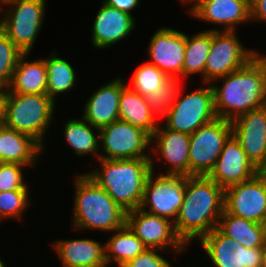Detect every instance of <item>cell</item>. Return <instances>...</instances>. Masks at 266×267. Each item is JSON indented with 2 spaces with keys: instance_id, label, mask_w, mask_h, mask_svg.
I'll return each mask as SVG.
<instances>
[{
  "instance_id": "6da1fadb",
  "label": "cell",
  "mask_w": 266,
  "mask_h": 267,
  "mask_svg": "<svg viewBox=\"0 0 266 267\" xmlns=\"http://www.w3.org/2000/svg\"><path fill=\"white\" fill-rule=\"evenodd\" d=\"M225 189L207 176H186L183 203L174 228L185 244L199 240L218 226L224 211Z\"/></svg>"
},
{
  "instance_id": "7a4b0ae2",
  "label": "cell",
  "mask_w": 266,
  "mask_h": 267,
  "mask_svg": "<svg viewBox=\"0 0 266 267\" xmlns=\"http://www.w3.org/2000/svg\"><path fill=\"white\" fill-rule=\"evenodd\" d=\"M219 79L223 80L221 87L212 85L218 118L233 121L248 111L266 106V66L258 56Z\"/></svg>"
},
{
  "instance_id": "3957f363",
  "label": "cell",
  "mask_w": 266,
  "mask_h": 267,
  "mask_svg": "<svg viewBox=\"0 0 266 267\" xmlns=\"http://www.w3.org/2000/svg\"><path fill=\"white\" fill-rule=\"evenodd\" d=\"M101 170L87 173L98 186L125 211L140 208L147 177L152 172L151 159H98Z\"/></svg>"
},
{
  "instance_id": "277c9868",
  "label": "cell",
  "mask_w": 266,
  "mask_h": 267,
  "mask_svg": "<svg viewBox=\"0 0 266 267\" xmlns=\"http://www.w3.org/2000/svg\"><path fill=\"white\" fill-rule=\"evenodd\" d=\"M73 226L113 232L126 223V212L87 174L76 176Z\"/></svg>"
},
{
  "instance_id": "5b68a950",
  "label": "cell",
  "mask_w": 266,
  "mask_h": 267,
  "mask_svg": "<svg viewBox=\"0 0 266 267\" xmlns=\"http://www.w3.org/2000/svg\"><path fill=\"white\" fill-rule=\"evenodd\" d=\"M6 126L32 137L44 148L45 131L52 123L55 102L48 94L6 91Z\"/></svg>"
},
{
  "instance_id": "8992f818",
  "label": "cell",
  "mask_w": 266,
  "mask_h": 267,
  "mask_svg": "<svg viewBox=\"0 0 266 267\" xmlns=\"http://www.w3.org/2000/svg\"><path fill=\"white\" fill-rule=\"evenodd\" d=\"M46 0H2L9 6L0 19V29L23 52L30 53L45 15Z\"/></svg>"
},
{
  "instance_id": "52a82bcc",
  "label": "cell",
  "mask_w": 266,
  "mask_h": 267,
  "mask_svg": "<svg viewBox=\"0 0 266 267\" xmlns=\"http://www.w3.org/2000/svg\"><path fill=\"white\" fill-rule=\"evenodd\" d=\"M178 93L165 118V126L171 130L191 135L199 127L217 119L212 84L185 95Z\"/></svg>"
},
{
  "instance_id": "ba28073f",
  "label": "cell",
  "mask_w": 266,
  "mask_h": 267,
  "mask_svg": "<svg viewBox=\"0 0 266 267\" xmlns=\"http://www.w3.org/2000/svg\"><path fill=\"white\" fill-rule=\"evenodd\" d=\"M100 159H151L146 153L151 145V136L143 129L116 120L99 129ZM104 153V154H103Z\"/></svg>"
},
{
  "instance_id": "9c48e42d",
  "label": "cell",
  "mask_w": 266,
  "mask_h": 267,
  "mask_svg": "<svg viewBox=\"0 0 266 267\" xmlns=\"http://www.w3.org/2000/svg\"><path fill=\"white\" fill-rule=\"evenodd\" d=\"M257 51L241 44L236 31L212 30L211 47L204 68V82L209 85L221 77L247 65Z\"/></svg>"
},
{
  "instance_id": "30bf717a",
  "label": "cell",
  "mask_w": 266,
  "mask_h": 267,
  "mask_svg": "<svg viewBox=\"0 0 266 267\" xmlns=\"http://www.w3.org/2000/svg\"><path fill=\"white\" fill-rule=\"evenodd\" d=\"M232 134V123L217 118L190 135L189 176H207L216 164L225 141Z\"/></svg>"
},
{
  "instance_id": "8fae6325",
  "label": "cell",
  "mask_w": 266,
  "mask_h": 267,
  "mask_svg": "<svg viewBox=\"0 0 266 267\" xmlns=\"http://www.w3.org/2000/svg\"><path fill=\"white\" fill-rule=\"evenodd\" d=\"M150 161L152 172L145 183L140 209L175 221L184 199L186 176L162 173L154 177V161L152 157ZM146 208L149 210L147 211Z\"/></svg>"
},
{
  "instance_id": "7c38bea8",
  "label": "cell",
  "mask_w": 266,
  "mask_h": 267,
  "mask_svg": "<svg viewBox=\"0 0 266 267\" xmlns=\"http://www.w3.org/2000/svg\"><path fill=\"white\" fill-rule=\"evenodd\" d=\"M130 230L148 249L182 253L186 244L177 235L174 221L169 218L148 213L140 208L126 212V223Z\"/></svg>"
},
{
  "instance_id": "4fadbf2b",
  "label": "cell",
  "mask_w": 266,
  "mask_h": 267,
  "mask_svg": "<svg viewBox=\"0 0 266 267\" xmlns=\"http://www.w3.org/2000/svg\"><path fill=\"white\" fill-rule=\"evenodd\" d=\"M200 242L215 267H262L265 248H245L217 227Z\"/></svg>"
},
{
  "instance_id": "5bb4252c",
  "label": "cell",
  "mask_w": 266,
  "mask_h": 267,
  "mask_svg": "<svg viewBox=\"0 0 266 267\" xmlns=\"http://www.w3.org/2000/svg\"><path fill=\"white\" fill-rule=\"evenodd\" d=\"M224 209L260 224L266 218V177L258 173L247 181L225 188Z\"/></svg>"
},
{
  "instance_id": "9a60e30c",
  "label": "cell",
  "mask_w": 266,
  "mask_h": 267,
  "mask_svg": "<svg viewBox=\"0 0 266 267\" xmlns=\"http://www.w3.org/2000/svg\"><path fill=\"white\" fill-rule=\"evenodd\" d=\"M258 173L259 169L247 157L236 137L231 134L207 177L225 189L247 181Z\"/></svg>"
},
{
  "instance_id": "2e32d148",
  "label": "cell",
  "mask_w": 266,
  "mask_h": 267,
  "mask_svg": "<svg viewBox=\"0 0 266 267\" xmlns=\"http://www.w3.org/2000/svg\"><path fill=\"white\" fill-rule=\"evenodd\" d=\"M148 55L149 63L163 71L170 78L183 76L185 55V33L163 27L151 37Z\"/></svg>"
},
{
  "instance_id": "e0dca14e",
  "label": "cell",
  "mask_w": 266,
  "mask_h": 267,
  "mask_svg": "<svg viewBox=\"0 0 266 267\" xmlns=\"http://www.w3.org/2000/svg\"><path fill=\"white\" fill-rule=\"evenodd\" d=\"M232 123V134L251 162L260 169L266 162V106L248 111Z\"/></svg>"
},
{
  "instance_id": "ac0fdd59",
  "label": "cell",
  "mask_w": 266,
  "mask_h": 267,
  "mask_svg": "<svg viewBox=\"0 0 266 267\" xmlns=\"http://www.w3.org/2000/svg\"><path fill=\"white\" fill-rule=\"evenodd\" d=\"M191 0H180L190 2ZM195 1V2H194ZM190 14L208 23L224 25V31H236V25L250 22V0H193Z\"/></svg>"
},
{
  "instance_id": "d6986e66",
  "label": "cell",
  "mask_w": 266,
  "mask_h": 267,
  "mask_svg": "<svg viewBox=\"0 0 266 267\" xmlns=\"http://www.w3.org/2000/svg\"><path fill=\"white\" fill-rule=\"evenodd\" d=\"M97 15L94 18L91 41L93 47L108 48L127 37L135 28V19L132 14L113 8L101 2Z\"/></svg>"
},
{
  "instance_id": "ffe728a7",
  "label": "cell",
  "mask_w": 266,
  "mask_h": 267,
  "mask_svg": "<svg viewBox=\"0 0 266 267\" xmlns=\"http://www.w3.org/2000/svg\"><path fill=\"white\" fill-rule=\"evenodd\" d=\"M126 85L119 77L102 85L87 100L82 118L98 129L118 120L120 93Z\"/></svg>"
},
{
  "instance_id": "44dd1931",
  "label": "cell",
  "mask_w": 266,
  "mask_h": 267,
  "mask_svg": "<svg viewBox=\"0 0 266 267\" xmlns=\"http://www.w3.org/2000/svg\"><path fill=\"white\" fill-rule=\"evenodd\" d=\"M163 127H157L151 143L157 139L155 151L170 166L166 175L189 176L190 135Z\"/></svg>"
},
{
  "instance_id": "7402d4cb",
  "label": "cell",
  "mask_w": 266,
  "mask_h": 267,
  "mask_svg": "<svg viewBox=\"0 0 266 267\" xmlns=\"http://www.w3.org/2000/svg\"><path fill=\"white\" fill-rule=\"evenodd\" d=\"M63 267H106L105 246L92 239H68L55 242Z\"/></svg>"
},
{
  "instance_id": "603a6c76",
  "label": "cell",
  "mask_w": 266,
  "mask_h": 267,
  "mask_svg": "<svg viewBox=\"0 0 266 267\" xmlns=\"http://www.w3.org/2000/svg\"><path fill=\"white\" fill-rule=\"evenodd\" d=\"M24 53L16 64L6 91L20 94H47V68L45 59L26 61Z\"/></svg>"
},
{
  "instance_id": "cb8c5ba5",
  "label": "cell",
  "mask_w": 266,
  "mask_h": 267,
  "mask_svg": "<svg viewBox=\"0 0 266 267\" xmlns=\"http://www.w3.org/2000/svg\"><path fill=\"white\" fill-rule=\"evenodd\" d=\"M43 147L29 135L7 126L2 128V163L35 165Z\"/></svg>"
},
{
  "instance_id": "d4e9b609",
  "label": "cell",
  "mask_w": 266,
  "mask_h": 267,
  "mask_svg": "<svg viewBox=\"0 0 266 267\" xmlns=\"http://www.w3.org/2000/svg\"><path fill=\"white\" fill-rule=\"evenodd\" d=\"M155 117L145 97L132 90L128 85L121 90L119 99L120 120L139 127L152 136L158 127Z\"/></svg>"
},
{
  "instance_id": "484cf974",
  "label": "cell",
  "mask_w": 266,
  "mask_h": 267,
  "mask_svg": "<svg viewBox=\"0 0 266 267\" xmlns=\"http://www.w3.org/2000/svg\"><path fill=\"white\" fill-rule=\"evenodd\" d=\"M217 228L245 248H265L259 223L234 216L224 209Z\"/></svg>"
},
{
  "instance_id": "4316f807",
  "label": "cell",
  "mask_w": 266,
  "mask_h": 267,
  "mask_svg": "<svg viewBox=\"0 0 266 267\" xmlns=\"http://www.w3.org/2000/svg\"><path fill=\"white\" fill-rule=\"evenodd\" d=\"M113 233L115 234H112L107 243H104L107 265L112 260L118 267H122L129 260L148 249L126 224Z\"/></svg>"
},
{
  "instance_id": "83f0119b",
  "label": "cell",
  "mask_w": 266,
  "mask_h": 267,
  "mask_svg": "<svg viewBox=\"0 0 266 267\" xmlns=\"http://www.w3.org/2000/svg\"><path fill=\"white\" fill-rule=\"evenodd\" d=\"M212 30L208 29L188 37L185 34V55L183 63V77H190L192 74L199 73L204 81V68L212 41Z\"/></svg>"
},
{
  "instance_id": "f1b7e54d",
  "label": "cell",
  "mask_w": 266,
  "mask_h": 267,
  "mask_svg": "<svg viewBox=\"0 0 266 267\" xmlns=\"http://www.w3.org/2000/svg\"><path fill=\"white\" fill-rule=\"evenodd\" d=\"M94 130H97L98 137L94 134ZM64 137L76 155L83 156L95 153L98 154L97 158H100V154L97 153L100 150L99 129L93 127L83 118L67 120L64 125Z\"/></svg>"
},
{
  "instance_id": "f546056e",
  "label": "cell",
  "mask_w": 266,
  "mask_h": 267,
  "mask_svg": "<svg viewBox=\"0 0 266 267\" xmlns=\"http://www.w3.org/2000/svg\"><path fill=\"white\" fill-rule=\"evenodd\" d=\"M48 59H45L47 68V94L56 101L59 93L67 92L73 89L77 82L75 70L69 61L59 58L58 55L51 53Z\"/></svg>"
},
{
  "instance_id": "4dcf8cb0",
  "label": "cell",
  "mask_w": 266,
  "mask_h": 267,
  "mask_svg": "<svg viewBox=\"0 0 266 267\" xmlns=\"http://www.w3.org/2000/svg\"><path fill=\"white\" fill-rule=\"evenodd\" d=\"M170 79L163 71L153 64L146 62L139 66L132 77V90L136 91L143 97L153 92L156 88H160Z\"/></svg>"
},
{
  "instance_id": "1f68e13d",
  "label": "cell",
  "mask_w": 266,
  "mask_h": 267,
  "mask_svg": "<svg viewBox=\"0 0 266 267\" xmlns=\"http://www.w3.org/2000/svg\"><path fill=\"white\" fill-rule=\"evenodd\" d=\"M177 78H170L160 88L146 95L152 113L156 116L165 117L172 104L176 101L181 85Z\"/></svg>"
},
{
  "instance_id": "d6a6232c",
  "label": "cell",
  "mask_w": 266,
  "mask_h": 267,
  "mask_svg": "<svg viewBox=\"0 0 266 267\" xmlns=\"http://www.w3.org/2000/svg\"><path fill=\"white\" fill-rule=\"evenodd\" d=\"M24 53L0 29V89L11 82L13 72Z\"/></svg>"
},
{
  "instance_id": "836d02e7",
  "label": "cell",
  "mask_w": 266,
  "mask_h": 267,
  "mask_svg": "<svg viewBox=\"0 0 266 267\" xmlns=\"http://www.w3.org/2000/svg\"><path fill=\"white\" fill-rule=\"evenodd\" d=\"M29 189L0 192V220L21 218L29 204Z\"/></svg>"
},
{
  "instance_id": "e575fe53",
  "label": "cell",
  "mask_w": 266,
  "mask_h": 267,
  "mask_svg": "<svg viewBox=\"0 0 266 267\" xmlns=\"http://www.w3.org/2000/svg\"><path fill=\"white\" fill-rule=\"evenodd\" d=\"M24 167L18 163H0V192L29 189L23 180Z\"/></svg>"
},
{
  "instance_id": "d590c367",
  "label": "cell",
  "mask_w": 266,
  "mask_h": 267,
  "mask_svg": "<svg viewBox=\"0 0 266 267\" xmlns=\"http://www.w3.org/2000/svg\"><path fill=\"white\" fill-rule=\"evenodd\" d=\"M158 251L162 250L146 249L122 267H172L168 260L159 255Z\"/></svg>"
},
{
  "instance_id": "8d00e7d4",
  "label": "cell",
  "mask_w": 266,
  "mask_h": 267,
  "mask_svg": "<svg viewBox=\"0 0 266 267\" xmlns=\"http://www.w3.org/2000/svg\"><path fill=\"white\" fill-rule=\"evenodd\" d=\"M250 19L266 22V0H250Z\"/></svg>"
},
{
  "instance_id": "74e56055",
  "label": "cell",
  "mask_w": 266,
  "mask_h": 267,
  "mask_svg": "<svg viewBox=\"0 0 266 267\" xmlns=\"http://www.w3.org/2000/svg\"><path fill=\"white\" fill-rule=\"evenodd\" d=\"M140 0H104L103 2L113 8H116L120 11L132 14L135 8H137Z\"/></svg>"
},
{
  "instance_id": "f35d334b",
  "label": "cell",
  "mask_w": 266,
  "mask_h": 267,
  "mask_svg": "<svg viewBox=\"0 0 266 267\" xmlns=\"http://www.w3.org/2000/svg\"><path fill=\"white\" fill-rule=\"evenodd\" d=\"M7 94L5 89H0V128L6 126Z\"/></svg>"
},
{
  "instance_id": "ab89813d",
  "label": "cell",
  "mask_w": 266,
  "mask_h": 267,
  "mask_svg": "<svg viewBox=\"0 0 266 267\" xmlns=\"http://www.w3.org/2000/svg\"><path fill=\"white\" fill-rule=\"evenodd\" d=\"M260 224L262 227L264 246L266 247V218Z\"/></svg>"
},
{
  "instance_id": "60d3db41",
  "label": "cell",
  "mask_w": 266,
  "mask_h": 267,
  "mask_svg": "<svg viewBox=\"0 0 266 267\" xmlns=\"http://www.w3.org/2000/svg\"><path fill=\"white\" fill-rule=\"evenodd\" d=\"M259 173L266 177V162L261 166V168L259 169Z\"/></svg>"
},
{
  "instance_id": "b9f144b4",
  "label": "cell",
  "mask_w": 266,
  "mask_h": 267,
  "mask_svg": "<svg viewBox=\"0 0 266 267\" xmlns=\"http://www.w3.org/2000/svg\"><path fill=\"white\" fill-rule=\"evenodd\" d=\"M0 163H2V128H0Z\"/></svg>"
},
{
  "instance_id": "7bdbcfd3",
  "label": "cell",
  "mask_w": 266,
  "mask_h": 267,
  "mask_svg": "<svg viewBox=\"0 0 266 267\" xmlns=\"http://www.w3.org/2000/svg\"><path fill=\"white\" fill-rule=\"evenodd\" d=\"M262 267H266V247L264 250L263 260H262Z\"/></svg>"
},
{
  "instance_id": "ee69618b",
  "label": "cell",
  "mask_w": 266,
  "mask_h": 267,
  "mask_svg": "<svg viewBox=\"0 0 266 267\" xmlns=\"http://www.w3.org/2000/svg\"><path fill=\"white\" fill-rule=\"evenodd\" d=\"M257 56L263 61V63H264L265 66H266V55H260V54L257 52Z\"/></svg>"
},
{
  "instance_id": "f6af8a7d",
  "label": "cell",
  "mask_w": 266,
  "mask_h": 267,
  "mask_svg": "<svg viewBox=\"0 0 266 267\" xmlns=\"http://www.w3.org/2000/svg\"><path fill=\"white\" fill-rule=\"evenodd\" d=\"M0 267H5L4 262L2 261V259H0Z\"/></svg>"
}]
</instances>
